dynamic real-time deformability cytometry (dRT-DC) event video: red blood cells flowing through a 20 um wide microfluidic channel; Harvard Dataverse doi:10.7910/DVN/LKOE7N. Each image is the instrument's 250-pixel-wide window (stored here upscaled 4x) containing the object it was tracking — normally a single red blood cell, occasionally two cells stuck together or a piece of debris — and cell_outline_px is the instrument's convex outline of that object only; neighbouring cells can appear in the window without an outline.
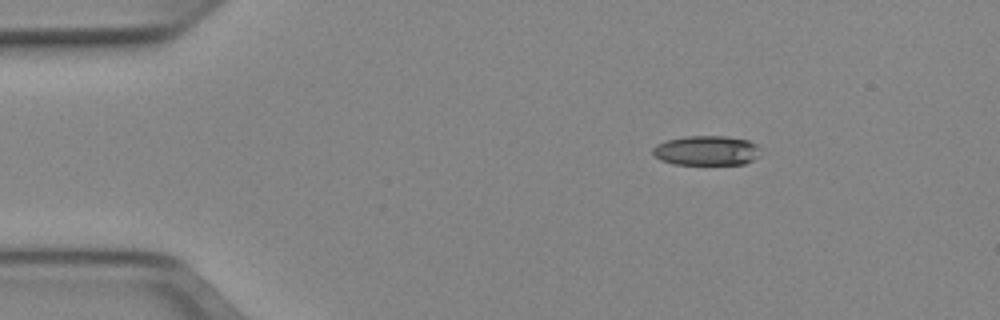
{"species": "Egyptian fruit bat (a non-hibernating species)", "species_latin": "Rousettus aegyptiacus", "temperature_condition": "cold", "stored_images_in_passage": 3, "camera_frame_rate_fps": 3000, "um_per_image_px": 0.085, "animal": {"sex": "female"}, "frame": {"image": 1, "passage_image": 1, "time_ms": 0.0, "image_size_px": [1000, 320], "cell_outline_px": [[760, 156], [744, 164], [672, 164], [660, 160], [652, 156], [652, 148], [656, 144], [668, 140], [684, 136], [724, 136], [748, 140], [756, 144]], "centroid_in_image_um": [60.01, 12.8], "position_along_channel_um": 25.0, "area_um2": 18.73}}